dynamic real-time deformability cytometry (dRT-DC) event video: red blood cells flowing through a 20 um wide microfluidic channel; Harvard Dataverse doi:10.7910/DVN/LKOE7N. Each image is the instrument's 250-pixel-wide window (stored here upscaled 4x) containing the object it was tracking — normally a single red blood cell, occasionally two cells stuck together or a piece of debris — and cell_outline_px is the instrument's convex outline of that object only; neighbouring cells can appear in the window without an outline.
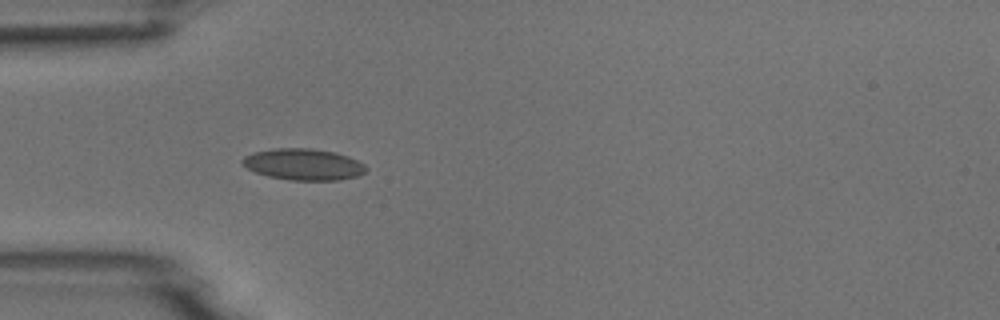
{"species": "common noctule bat (a hibernating species)", "species_latin": "Nyctalus noctula", "temperature_condition": "room temperature", "stored_images_in_passage": 3, "camera_frame_rate_fps": 3000, "um_per_image_px": 0.085, "animal": {"sex": "male", "body_mass_g": 18.8}, "frame": {"image": 1, "passage_image": 3, "time_ms": 3.0, "image_size_px": [1000, 320], "cell_outline_px": [[368, 168], [364, 172], [356, 176], [340, 180], [288, 180], [268, 176], [256, 172], [248, 168], [240, 160], [244, 156], [252, 152], [272, 148], [312, 148], [332, 152], [348, 156], [364, 164]], "centroid_in_image_um": [25.77, 13.97], "position_along_channel_um": 59.2, "area_um2": 22.6}}